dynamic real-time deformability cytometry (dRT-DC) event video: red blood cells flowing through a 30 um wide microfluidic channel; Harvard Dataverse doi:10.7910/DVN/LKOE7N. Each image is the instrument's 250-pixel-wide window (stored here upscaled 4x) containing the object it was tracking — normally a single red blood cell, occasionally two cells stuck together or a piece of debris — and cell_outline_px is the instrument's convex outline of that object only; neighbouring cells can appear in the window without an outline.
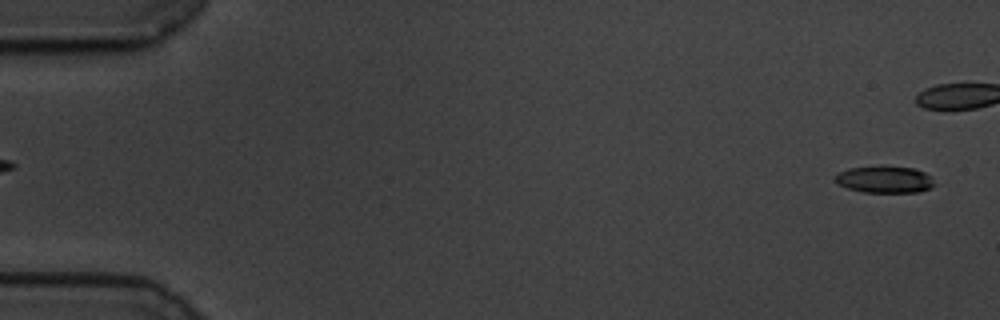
{"species": "common noctule bat (a hibernating species)", "species_latin": "Nyctalus noctula", "temperature_condition": "cold", "stored_images_in_passage": 46, "camera_frame_rate_fps": 3000, "um_per_image_px": 0.085, "animal": {"sex": "male", "body_mass_g": 19.5, "forearm_length_mm": 54.6}, "frame": {"image": 1, "passage_image": 2, "time_ms": 0.333, "image_size_px": [1000, 320], "cell_outline_px": [[936, 184], [932, 188], [920, 192], [864, 192], [848, 188], [840, 184], [836, 180], [836, 172], [848, 168], [912, 168], [924, 172]], "centroid_in_image_um": [75.22, 15.29], "position_along_channel_um": 9.8, "area_um2": 14.91}}
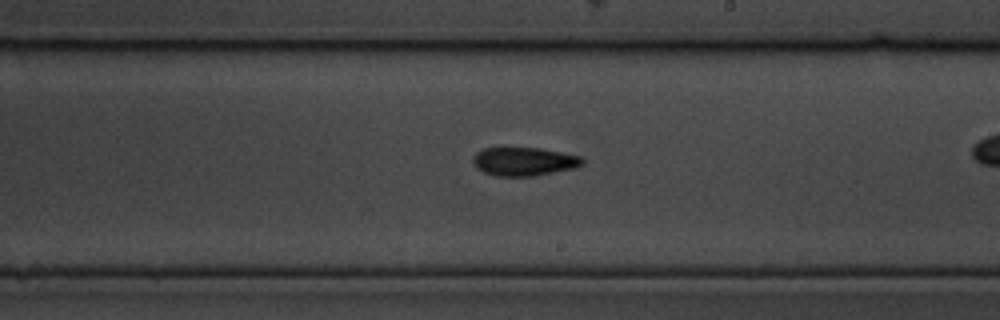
{"frame": {"image": 2, "passage_image": 34, "time_ms": 11.0, "image_size_px": [1000, 320], "cell_outline_px": [[584, 164], [576, 168], [532, 176], [496, 176], [484, 172], [476, 168], [472, 164], [472, 156], [476, 152], [484, 148], [540, 148], [580, 156], [584, 160]], "centroid_in_image_um": [44.51, 13.73], "position_along_channel_um": 244.5, "area_um2": 18.26}}
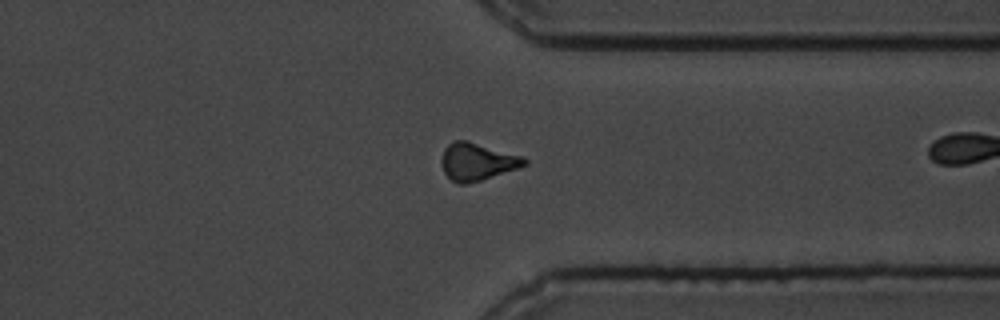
{"frame": {"image": 3, "passage_image": 45, "time_ms": 14.667, "image_size_px": [1000, 320], "cell_outline_px": [[528, 164], [480, 180], [464, 184], [460, 184], [452, 180], [444, 172], [440, 160], [444, 148], [452, 140], [468, 140], [520, 156], [528, 160]], "centroid_in_image_um": [40.5, 13.72], "position_along_channel_um": 370.9, "area_um2": 17.8}}